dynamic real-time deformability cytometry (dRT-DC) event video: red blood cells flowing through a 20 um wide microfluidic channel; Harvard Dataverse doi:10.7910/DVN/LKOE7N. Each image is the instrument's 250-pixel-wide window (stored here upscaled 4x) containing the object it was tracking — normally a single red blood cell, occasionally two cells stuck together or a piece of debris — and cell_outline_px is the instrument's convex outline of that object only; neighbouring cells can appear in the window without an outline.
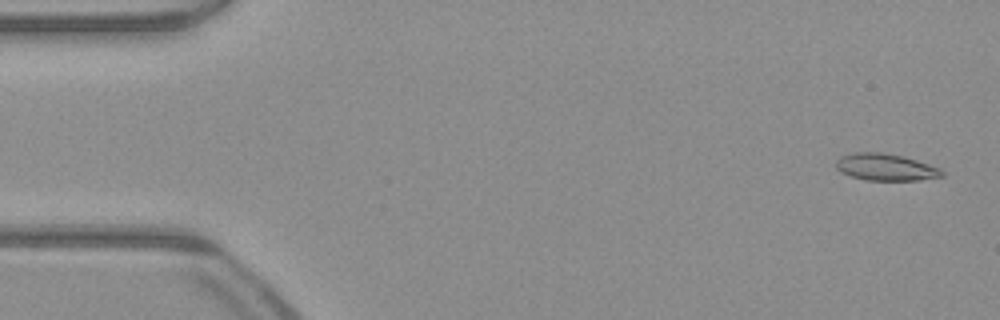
{"species": "common noctule bat (a hibernating species)", "species_latin": "Nyctalus noctula", "temperature_condition": "warm", "stored_images_in_passage": 21, "camera_frame_rate_fps": 3000, "um_per_image_px": 0.085, "animal": {"sex": "male", "body_mass_g": 23.1, "forearm_length_mm": 52.7}, "frame": {"image": 1, "passage_image": 2, "time_ms": 0.333, "image_size_px": [1000, 320], "cell_outline_px": [[944, 176], [920, 180], [864, 180], [840, 172], [836, 168], [836, 160], [840, 156], [856, 152], [880, 152], [904, 156], [940, 168], [944, 172]], "centroid_in_image_um": [75.27, 14.21], "position_along_channel_um": 9.7, "area_um2": 16.65}}
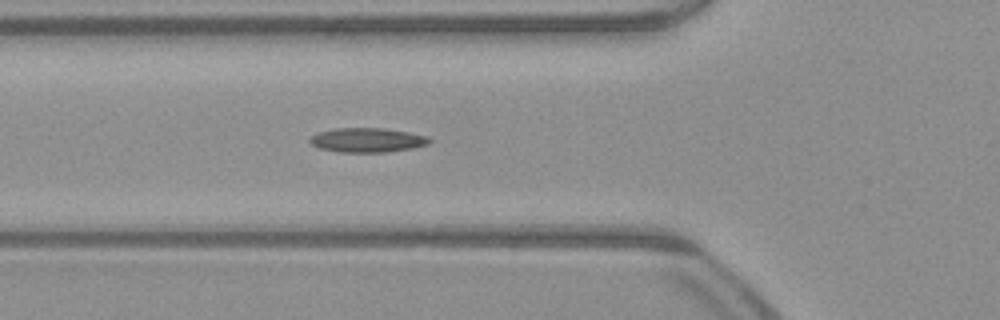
{"frame": {"image": 2, "passage_image": 18, "time_ms": 5.667, "image_size_px": [1000, 320], "cell_outline_px": [[432, 140], [428, 144], [412, 148], [388, 152], [340, 152], [320, 148], [312, 144], [308, 140], [312, 136], [320, 132], [332, 128], [384, 128], [408, 132], [428, 136]], "centroid_in_image_um": [31.24, 11.9], "position_along_channel_um": 94.6, "area_um2": 16.94}}
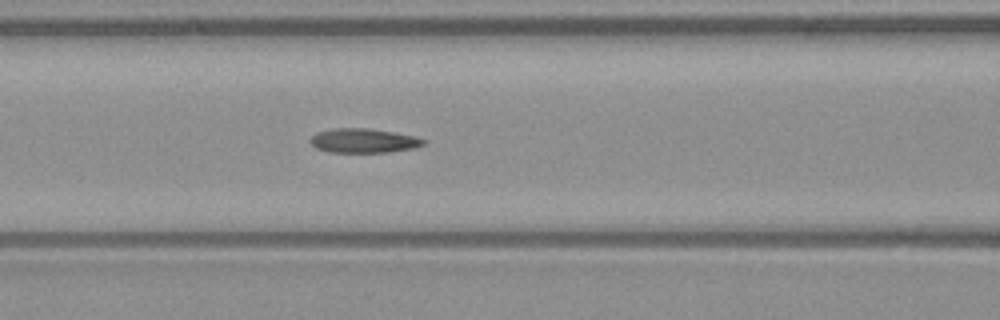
{"frame": {"image": 3, "passage_image": 21, "time_ms": 6.667, "image_size_px": [1000, 320], "cell_outline_px": [[428, 140], [424, 144], [416, 148], [388, 152], [328, 152], [316, 148], [308, 140], [316, 132], [332, 128], [368, 128], [416, 136]], "centroid_in_image_um": [30.91, 11.95], "position_along_channel_um": 135.7, "area_um2": 16.18}}